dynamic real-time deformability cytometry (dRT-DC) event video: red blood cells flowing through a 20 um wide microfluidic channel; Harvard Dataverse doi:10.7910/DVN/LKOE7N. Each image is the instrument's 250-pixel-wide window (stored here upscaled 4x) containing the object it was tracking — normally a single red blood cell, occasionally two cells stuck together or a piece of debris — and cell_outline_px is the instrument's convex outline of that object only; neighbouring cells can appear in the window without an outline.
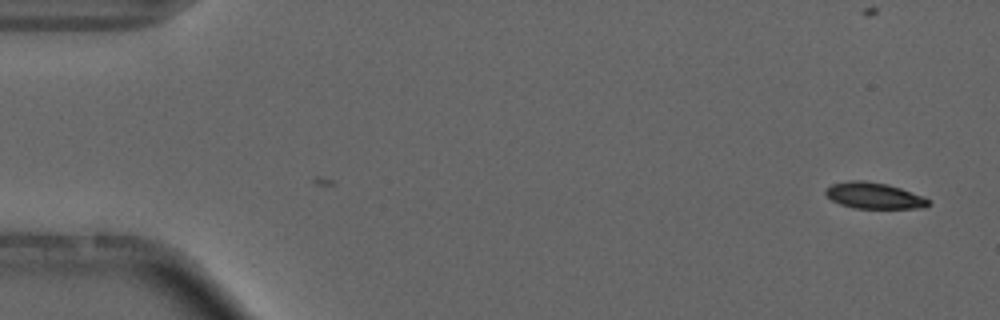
{"species": "common noctule bat (a hibernating species)", "species_latin": "Nyctalus noctula", "temperature_condition": "cold", "stored_images_in_passage": 2, "camera_frame_rate_fps": 3000, "um_per_image_px": 0.085, "animal": {"sex": "male", "forearm_length_mm": 52.5}, "frame": {"image": 1, "passage_image": 2, "time_ms": 1.333, "image_size_px": [1000, 320], "cell_outline_px": [[932, 204], [924, 208], [852, 208], [840, 204], [832, 200], [824, 192], [824, 188], [832, 184], [848, 180], [864, 180], [888, 184], [924, 196], [932, 200]], "centroid_in_image_um": [74.32, 16.62], "position_along_channel_um": 10.7, "area_um2": 15.95}}